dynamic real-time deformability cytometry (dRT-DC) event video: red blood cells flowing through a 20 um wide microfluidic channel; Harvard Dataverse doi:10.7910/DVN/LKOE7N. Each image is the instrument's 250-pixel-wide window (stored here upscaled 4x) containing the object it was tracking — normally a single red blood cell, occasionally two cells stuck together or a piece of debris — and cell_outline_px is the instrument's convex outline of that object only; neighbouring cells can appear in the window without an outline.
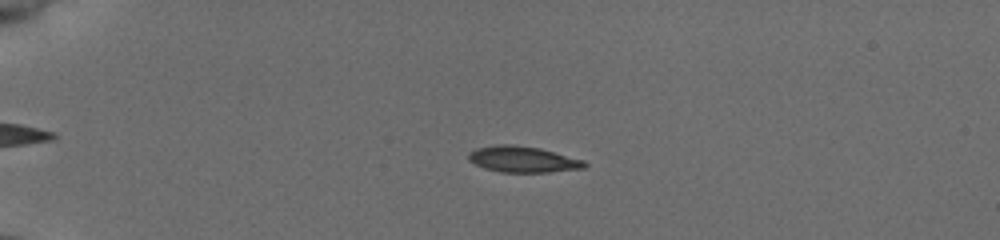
{"species": "common noctule bat (a hibernating species)", "species_latin": "Nyctalus noctula", "temperature_condition": "cold", "stored_images_in_passage": 54, "camera_frame_rate_fps": 3000, "um_per_image_px": 0.085, "animal": {"sex": "female", "body_mass_g": 19.5, "forearm_length_mm": 54.1}, "frame": {"image": 1, "passage_image": 14, "time_ms": 4.333, "image_size_px": [1000, 240], "cell_outline_px": [[588, 164], [584, 168], [548, 172], [500, 172], [484, 168], [468, 160], [468, 152], [476, 148], [496, 144], [512, 144], [540, 148], [584, 160]], "centroid_in_image_um": [44.42, 13.53], "position_along_channel_um": 40.6, "area_um2": 17.69}}
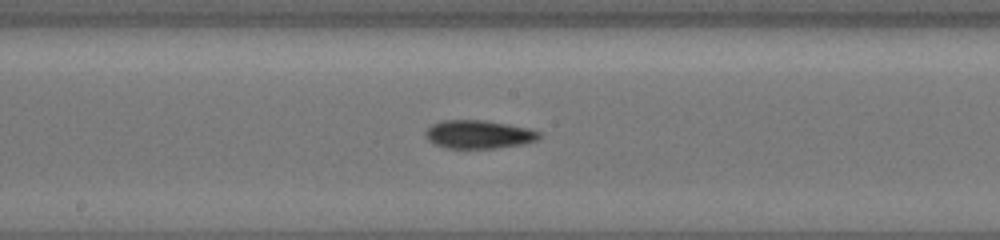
{"frame": {"image": 2, "passage_image": 31, "time_ms": 10.0, "image_size_px": [1000, 240], "cell_outline_px": [[540, 136], [536, 140], [524, 144], [496, 148], [448, 148], [436, 144], [428, 140], [424, 132], [432, 124], [444, 120], [484, 120], [508, 124], [540, 132]], "centroid_in_image_um": [40.67, 11.42], "position_along_channel_um": 207.5, "area_um2": 18.55}}
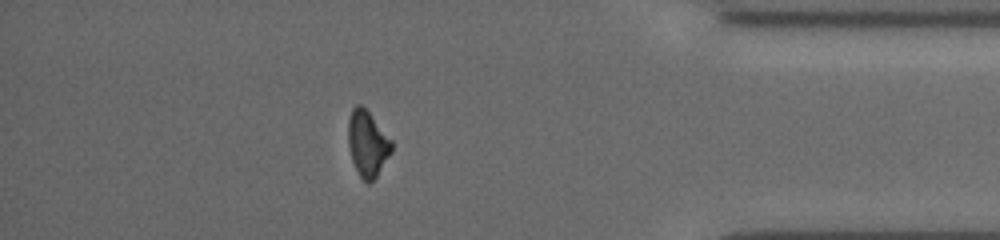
{"frame": {"image": 3, "passage_image": 48, "time_ms": 15.667, "image_size_px": [1000, 240], "cell_outline_px": [[392, 152], [376, 176], [368, 184], [360, 176], [352, 160], [348, 144], [348, 120], [352, 108], [356, 104], [360, 104], [368, 112], [392, 140]], "centroid_in_image_um": [31.23, 12.19], "position_along_channel_um": 404.0, "area_um2": 16.42}, "authors_computed_cell_mechanics": {"area_um2": 17.1666, "velocity_mm_per_s": 3.931, "shape_relaxation_time_tau1_ms": 3.0544, "shape_relaxation_time_tau2_ms": 4.4856, "deformation_change_tau1": 0.1073, "deformation_change_tau2": 0.1131}}